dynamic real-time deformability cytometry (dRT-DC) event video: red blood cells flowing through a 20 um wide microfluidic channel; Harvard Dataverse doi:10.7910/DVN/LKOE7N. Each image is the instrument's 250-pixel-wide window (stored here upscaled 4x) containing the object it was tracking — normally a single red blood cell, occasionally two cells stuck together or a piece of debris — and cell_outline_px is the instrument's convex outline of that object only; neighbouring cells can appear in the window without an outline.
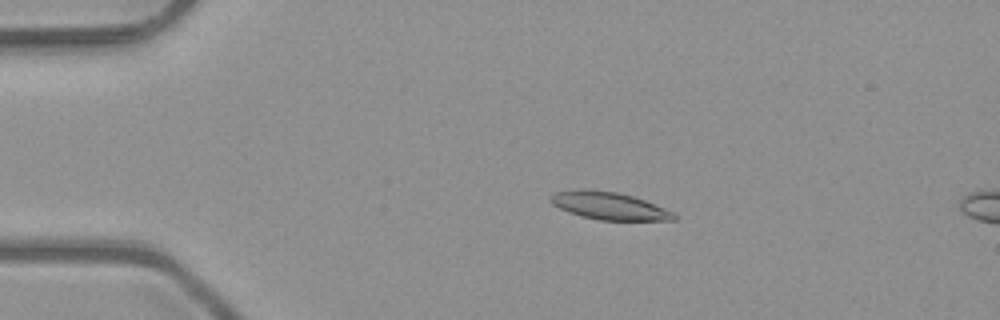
{"species": "common noctule bat (a hibernating species)", "species_latin": "Nyctalus noctula", "temperature_condition": "room temperature", "stored_images_in_passage": 5, "camera_frame_rate_fps": 3000, "um_per_image_px": 0.085, "animal": {"sex": "male", "body_mass_g": 23.1, "forearm_length_mm": 52.7}, "frame": {"image": 1, "passage_image": 3, "time_ms": 0.667, "image_size_px": [1000, 320], "cell_outline_px": [[676, 220], [600, 220], [580, 216], [568, 212], [552, 204], [548, 200], [548, 196], [556, 192], [616, 192], [632, 196], [644, 200], [664, 208], [672, 212], [676, 216]], "centroid_in_image_um": [51.8, 17.55], "position_along_channel_um": 33.2, "area_um2": 18.9}}